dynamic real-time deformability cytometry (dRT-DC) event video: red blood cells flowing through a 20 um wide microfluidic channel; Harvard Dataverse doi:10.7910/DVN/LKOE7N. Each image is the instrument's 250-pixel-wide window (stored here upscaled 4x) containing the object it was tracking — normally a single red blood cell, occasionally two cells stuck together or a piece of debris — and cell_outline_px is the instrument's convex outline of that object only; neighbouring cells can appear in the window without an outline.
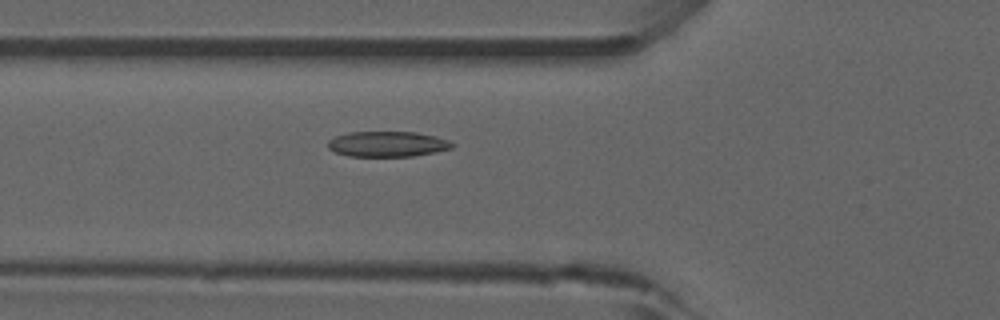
{"species": "common noctule bat (a hibernating species)", "species_latin": "Nyctalus noctula", "temperature_condition": "room temperature", "stored_images_in_passage": 48, "camera_frame_rate_fps": 3000, "um_per_image_px": 0.085, "animal": {"sex": "male", "forearm_length_mm": 52.5}, "frame": {"image": 1, "passage_image": 14, "time_ms": 4.333, "image_size_px": [1000, 320], "cell_outline_px": [[452, 148], [412, 156], [348, 156], [336, 152], [328, 148], [328, 140], [336, 136], [348, 132], [416, 132], [436, 136], [448, 140], [452, 144]], "centroid_in_image_um": [32.9, 12.23], "position_along_channel_um": 92.9, "area_um2": 18.21}, "authors_computed_cell_mechanics": {"area_um2": 18.3226, "velocity_mm_per_s": 3.8443, "shape_relaxation_time_tau1_ms": 6.6137, "shape_relaxation_time_tau2_ms": 2.4672, "deformation_change_tau1": 0.1723, "deformation_change_tau2": 0.0761}}